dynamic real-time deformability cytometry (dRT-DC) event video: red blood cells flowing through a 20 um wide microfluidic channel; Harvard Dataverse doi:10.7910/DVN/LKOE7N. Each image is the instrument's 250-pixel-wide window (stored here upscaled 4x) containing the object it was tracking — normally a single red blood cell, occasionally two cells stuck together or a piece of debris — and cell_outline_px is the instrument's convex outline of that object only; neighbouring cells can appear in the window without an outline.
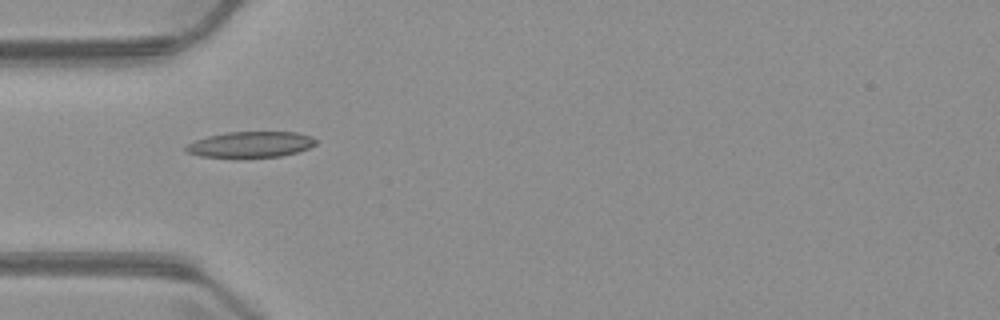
{"species": "common noctule bat (a hibernating species)", "species_latin": "Nyctalus noctula", "temperature_condition": "warm", "stored_images_in_passage": 6, "camera_frame_rate_fps": 3000, "um_per_image_px": 0.085, "animal": {"sex": "male", "body_mass_g": 23.1, "forearm_length_mm": 52.7}, "frame": {"image": 1, "passage_image": 5, "time_ms": 4.667, "image_size_px": [1000, 320], "cell_outline_px": [[316, 144], [308, 148], [296, 152], [280, 156], [200, 156], [184, 152], [184, 148], [188, 144], [196, 140], [208, 136], [228, 132], [296, 132], [312, 136], [316, 140]], "centroid_in_image_um": [21.3, 12.26], "position_along_channel_um": 63.7, "area_um2": 19.13}}
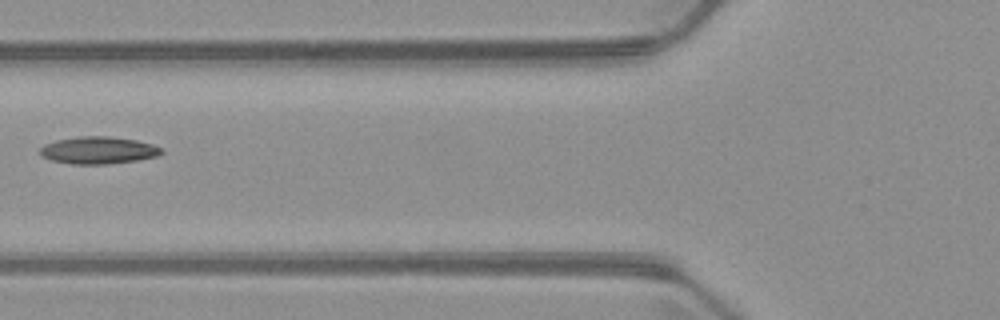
{"frame": {"image": 2, "passage_image": 6, "time_ms": 6.0, "image_size_px": [1000, 320], "cell_outline_px": [[164, 152], [156, 156], [136, 160], [108, 164], [72, 164], [52, 160], [40, 156], [40, 148], [44, 144], [56, 140], [80, 136], [108, 136], [136, 140], [152, 144], [164, 148]], "centroid_in_image_um": [8.36, 12.77], "position_along_channel_um": 117.4, "area_um2": 19.31}}